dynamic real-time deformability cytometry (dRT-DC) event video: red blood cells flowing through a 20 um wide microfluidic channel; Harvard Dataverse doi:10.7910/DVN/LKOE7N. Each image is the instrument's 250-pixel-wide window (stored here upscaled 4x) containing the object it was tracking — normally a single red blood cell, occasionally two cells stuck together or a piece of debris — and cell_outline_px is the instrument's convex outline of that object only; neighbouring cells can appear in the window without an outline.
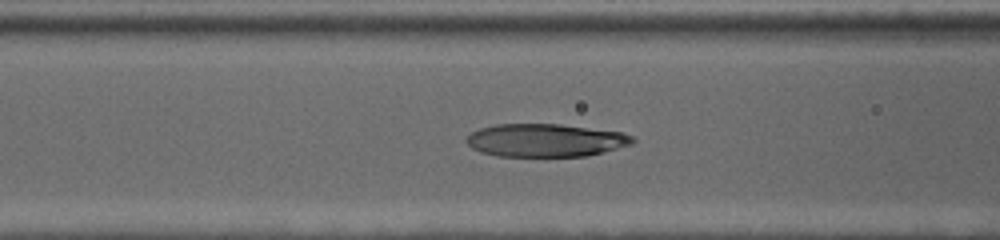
{"species": "human", "species_latin": "Homo sapiens", "temperature_condition": "cold", "stored_images_in_passage": 61, "camera_frame_rate_fps": 3000, "um_per_image_px": 0.085, "donor": {"sex": "female"}, "frame": {"image": 1, "passage_image": 21, "time_ms": 6.667, "image_size_px": [1000, 240], "cell_outline_px": [[636, 140], [632, 144], [584, 156], [500, 156], [480, 152], [472, 148], [464, 140], [472, 132], [480, 128], [496, 124], [560, 124], [620, 132], [632, 136]], "centroid_in_image_um": [46.32, 11.92], "position_along_channel_um": 120.3, "area_um2": 31.67}}
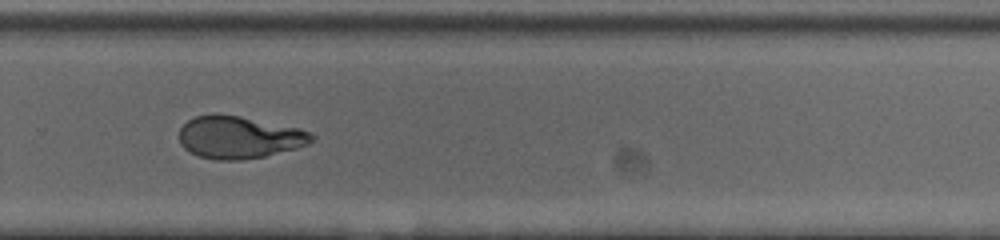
{"frame": {"image": 2, "passage_image": 40, "time_ms": 13.0, "image_size_px": [1000, 240], "cell_outline_px": [[316, 136], [312, 140], [296, 148], [264, 156], [240, 160], [220, 160], [200, 156], [184, 148], [180, 144], [180, 128], [188, 120], [196, 116], [240, 116], [300, 128]], "centroid_in_image_um": [20.33, 11.68], "position_along_channel_um": 309.5, "area_um2": 31.91}}
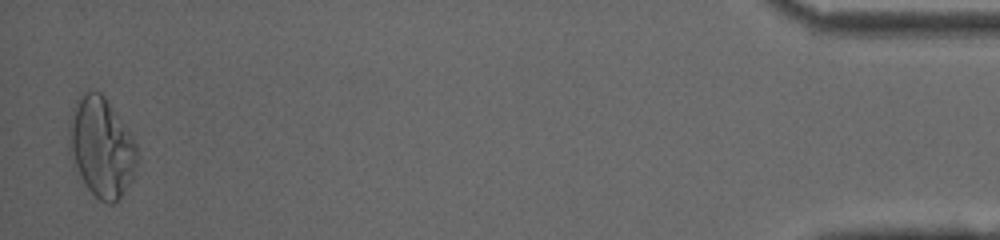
{"frame": {"image": 3, "passage_image": 60, "time_ms": 19.667, "image_size_px": [1000, 240], "cell_outline_px": [[140, 156], [132, 176], [120, 200], [112, 204], [108, 204], [100, 200], [84, 184], [68, 148], [68, 144], [72, 108], [80, 92], [92, 88], [100, 92], [104, 96], [136, 144]], "centroid_in_image_um": [8.61, 12.49], "position_along_channel_um": 426.6, "area_um2": 39.3}}